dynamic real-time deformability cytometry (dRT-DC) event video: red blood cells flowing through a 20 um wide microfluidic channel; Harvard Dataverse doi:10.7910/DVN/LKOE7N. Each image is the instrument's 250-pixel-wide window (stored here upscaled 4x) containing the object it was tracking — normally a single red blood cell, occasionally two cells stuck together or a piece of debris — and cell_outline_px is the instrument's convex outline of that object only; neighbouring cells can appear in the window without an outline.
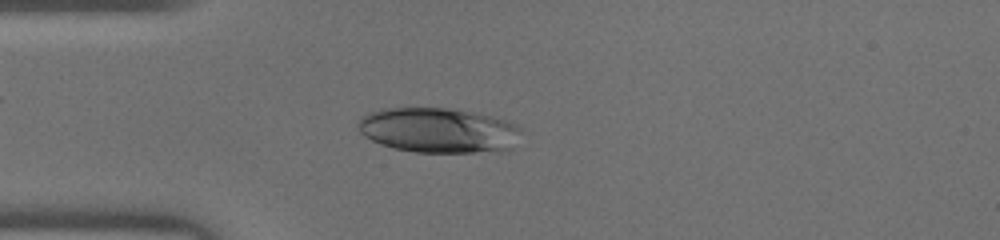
{"species": "human", "species_latin": "Homo sapiens", "temperature_condition": "warm", "stored_images_in_passage": 44, "camera_frame_rate_fps": 3000, "um_per_image_px": 0.085, "donor": {"sex": "male"}, "frame": {"image": 1, "passage_image": 11, "time_ms": 3.333, "image_size_px": [1000, 240], "cell_outline_px": [[516, 128], [512, 148], [500, 152], [416, 152], [396, 148], [380, 144], [364, 136], [360, 132], [360, 116], [368, 112], [384, 108], [460, 108], [504, 120], [512, 124]], "centroid_in_image_um": [37.19, 11.07], "position_along_channel_um": 47.8, "area_um2": 42.31}}
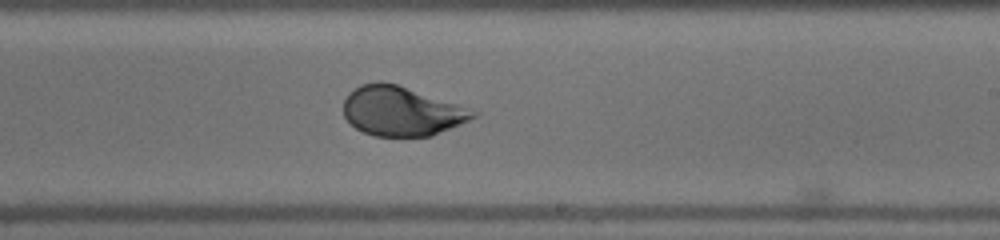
{"frame": {"image": 2, "passage_image": 26, "time_ms": 8.333, "image_size_px": [1000, 240], "cell_outline_px": [[480, 112], [476, 116], [460, 124], [432, 136], [376, 136], [364, 132], [356, 128], [344, 116], [344, 100], [348, 92], [360, 84], [376, 80], [380, 80], [396, 84]], "centroid_in_image_um": [34.09, 9.43], "position_along_channel_um": 254.9, "area_um2": 37.05}}
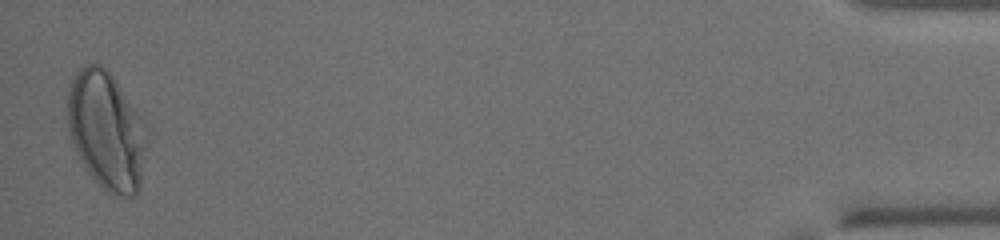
{"frame": {"image": 3, "passage_image": 44, "time_ms": 14.333, "image_size_px": [1000, 240], "cell_outline_px": [[144, 144], [140, 188], [132, 196], [120, 196], [108, 192], [88, 172], [76, 152], [72, 144], [68, 132], [68, 88], [76, 72], [84, 64], [100, 64], [112, 76], [144, 120]], "centroid_in_image_um": [9.0, 11.08], "position_along_channel_um": 426.2, "area_um2": 53.64}}